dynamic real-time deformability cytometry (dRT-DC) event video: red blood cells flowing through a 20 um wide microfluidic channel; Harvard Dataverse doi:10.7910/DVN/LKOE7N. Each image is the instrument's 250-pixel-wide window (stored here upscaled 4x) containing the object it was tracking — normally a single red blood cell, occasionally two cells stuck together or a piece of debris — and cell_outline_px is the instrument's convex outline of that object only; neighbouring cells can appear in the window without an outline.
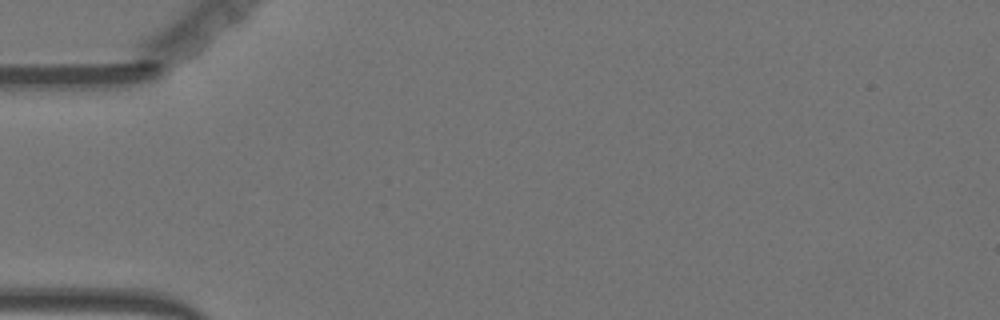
{"species": "Egyptian fruit bat (a non-hibernating species)", "species_latin": "Rousettus aegyptiacus", "temperature_condition": "warm", "stored_images_in_passage": 2, "camera_frame_rate_fps": 3000, "um_per_image_px": 0.085, "animal": {"sex": "female"}, "frame": {"image": 1, "passage_image": 1, "time_ms": 0.0, "image_size_px": [1000, 320], "cell_outline_px": [[252, 36], [248, 48], [232, 64], [208, 84], [192, 92], [180, 84], [232, 16], [236, 16], [252, 28]], "centroid_in_image_um": [18.69, 4.6], "position_along_channel_um": 66.3, "area_um2": 16.53}}